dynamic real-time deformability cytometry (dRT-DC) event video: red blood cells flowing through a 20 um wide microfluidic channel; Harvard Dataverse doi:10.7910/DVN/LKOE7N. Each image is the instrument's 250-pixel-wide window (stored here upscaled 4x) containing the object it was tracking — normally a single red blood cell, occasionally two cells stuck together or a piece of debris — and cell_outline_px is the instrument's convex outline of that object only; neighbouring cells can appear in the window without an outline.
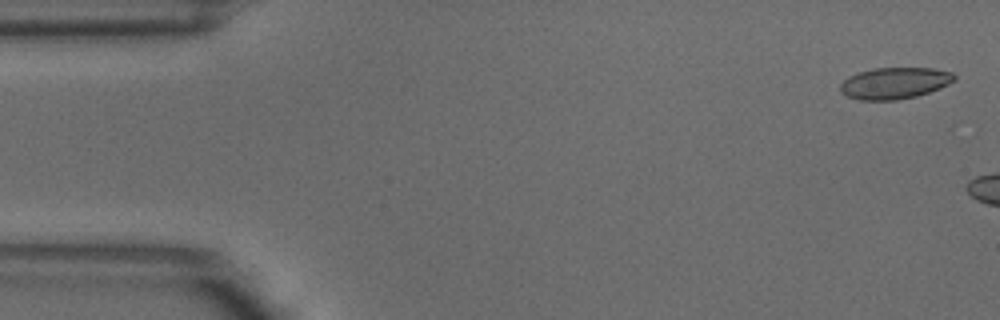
{"species": "common noctule bat (a hibernating species)", "species_latin": "Nyctalus noctula", "temperature_condition": "warm", "stored_images_in_passage": 4, "camera_frame_rate_fps": 3000, "um_per_image_px": 0.085, "animal": {"sex": "male", "body_mass_g": 18.8}, "frame": {"image": 1, "passage_image": 1, "time_ms": 0.0, "image_size_px": [1000, 320], "cell_outline_px": [[956, 80], [940, 88], [916, 96], [896, 100], [860, 100], [848, 96], [840, 92], [840, 84], [848, 76], [872, 68], [932, 68], [952, 72], [956, 76]], "centroid_in_image_um": [76.04, 7.06], "position_along_channel_um": 9.0, "area_um2": 20.92}}